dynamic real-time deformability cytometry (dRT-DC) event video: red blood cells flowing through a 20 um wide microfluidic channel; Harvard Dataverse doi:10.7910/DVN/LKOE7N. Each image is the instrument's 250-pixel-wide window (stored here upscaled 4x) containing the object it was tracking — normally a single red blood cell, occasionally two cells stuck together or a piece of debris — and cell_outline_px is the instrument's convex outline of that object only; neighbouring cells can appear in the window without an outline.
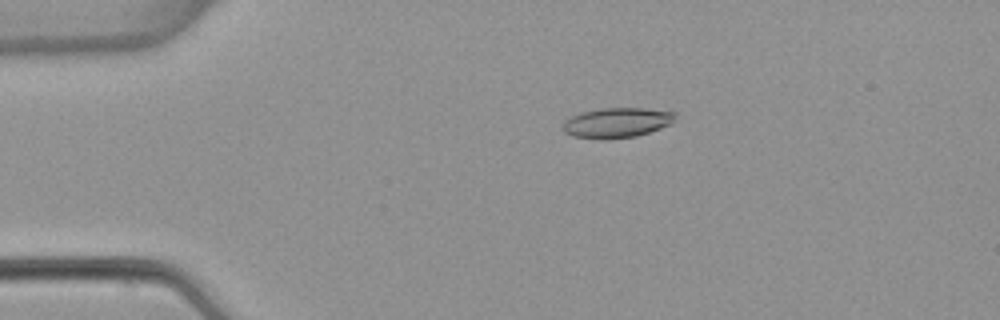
{"species": "common noctule bat (a hibernating species)", "species_latin": "Nyctalus noctula", "temperature_condition": "warm", "stored_images_in_passage": 4, "camera_frame_rate_fps": 3000, "um_per_image_px": 0.085, "animal": {"sex": "female", "body_mass_g": 22.7, "forearm_length_mm": 54.2}, "frame": {"image": 1, "passage_image": 3, "time_ms": 3.333, "image_size_px": [1000, 320], "cell_outline_px": [[676, 116], [672, 124], [636, 136], [604, 140], [572, 136], [564, 132], [564, 120], [580, 112], [600, 108], [644, 108], [676, 112]], "centroid_in_image_um": [52.43, 10.43], "position_along_channel_um": 32.6, "area_um2": 19.77}}